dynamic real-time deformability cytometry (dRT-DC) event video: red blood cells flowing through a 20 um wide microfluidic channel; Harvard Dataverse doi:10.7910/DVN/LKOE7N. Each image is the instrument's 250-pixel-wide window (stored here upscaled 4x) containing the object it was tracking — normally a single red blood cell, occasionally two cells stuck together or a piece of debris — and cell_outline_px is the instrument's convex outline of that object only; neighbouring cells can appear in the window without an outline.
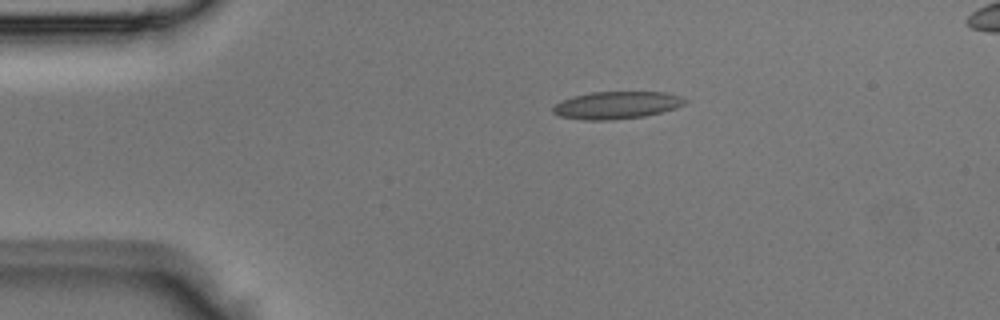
{"species": "Egyptian fruit bat (a non-hibernating species)", "species_latin": "Rousettus aegyptiacus", "temperature_condition": "room temperature", "stored_images_in_passage": 3, "camera_frame_rate_fps": 3000, "um_per_image_px": 0.085, "animal": {"sex": "male"}, "frame": {"image": 1, "passage_image": 3, "time_ms": 0.667, "image_size_px": [1000, 320], "cell_outline_px": [[688, 100], [684, 104], [676, 108], [644, 116], [612, 120], [584, 120], [560, 116], [552, 112], [552, 108], [556, 104], [572, 96], [592, 92], [668, 92], [680, 96]], "centroid_in_image_um": [52.42, 8.93], "position_along_channel_um": 32.6, "area_um2": 21.04}}